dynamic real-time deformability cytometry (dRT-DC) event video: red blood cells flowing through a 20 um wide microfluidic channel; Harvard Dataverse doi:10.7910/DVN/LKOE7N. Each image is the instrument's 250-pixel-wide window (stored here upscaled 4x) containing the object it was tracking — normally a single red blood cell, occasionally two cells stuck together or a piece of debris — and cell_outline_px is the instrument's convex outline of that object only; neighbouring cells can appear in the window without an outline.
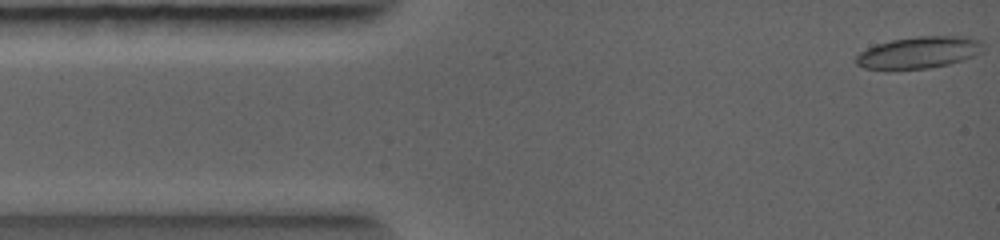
{"species": "common noctule bat (a hibernating species)", "species_latin": "Nyctalus noctula", "temperature_condition": "warm", "stored_images_in_passage": 15, "camera_frame_rate_fps": 5000, "um_per_image_px": 0.085, "animal": {"sex": "female", "body_mass_g": 19.0, "forearm_length_mm": 56.7}, "frame": {"image": 1, "passage_image": 1, "time_ms": 0.0, "image_size_px": [1000, 240], "cell_outline_px": [[984, 48], [980, 52], [964, 60], [948, 64], [928, 68], [864, 68], [856, 64], [856, 56], [860, 52], [876, 44], [892, 40], [920, 36], [964, 36], [980, 40], [984, 44]], "centroid_in_image_um": [78.15, 4.44], "position_along_channel_um": 6.9, "area_um2": 23.18}}
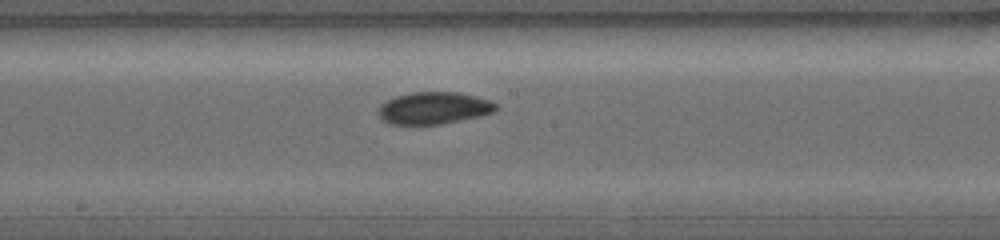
{"frame": {"image": 2, "passage_image": 12, "time_ms": 4.6, "image_size_px": [1000, 240], "cell_outline_px": [[500, 108], [492, 112], [476, 116], [436, 124], [396, 124], [384, 120], [380, 116], [380, 104], [396, 96], [412, 92], [460, 92], [492, 100], [500, 104]], "centroid_in_image_um": [36.94, 9.15], "position_along_channel_um": 211.3, "area_um2": 21.62}}
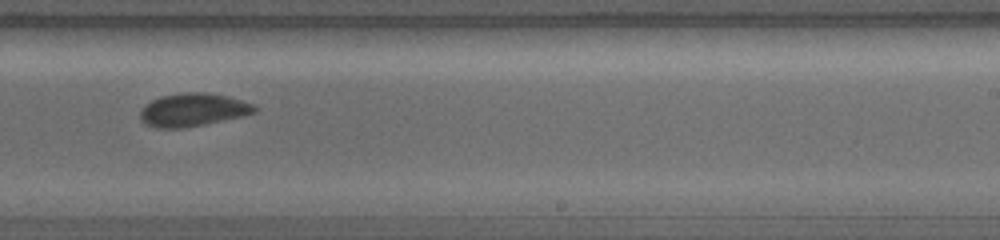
{"frame": {"image": 3, "passage_image": 14, "time_ms": 5.6, "image_size_px": [1000, 240], "cell_outline_px": [[260, 108], [256, 112], [244, 116], [200, 124], [176, 128], [168, 128], [148, 124], [140, 116], [140, 108], [144, 104], [160, 96], [180, 92], [208, 92], [228, 96], [256, 104]], "centroid_in_image_um": [16.47, 9.29], "position_along_channel_um": 272.5, "area_um2": 21.91}}